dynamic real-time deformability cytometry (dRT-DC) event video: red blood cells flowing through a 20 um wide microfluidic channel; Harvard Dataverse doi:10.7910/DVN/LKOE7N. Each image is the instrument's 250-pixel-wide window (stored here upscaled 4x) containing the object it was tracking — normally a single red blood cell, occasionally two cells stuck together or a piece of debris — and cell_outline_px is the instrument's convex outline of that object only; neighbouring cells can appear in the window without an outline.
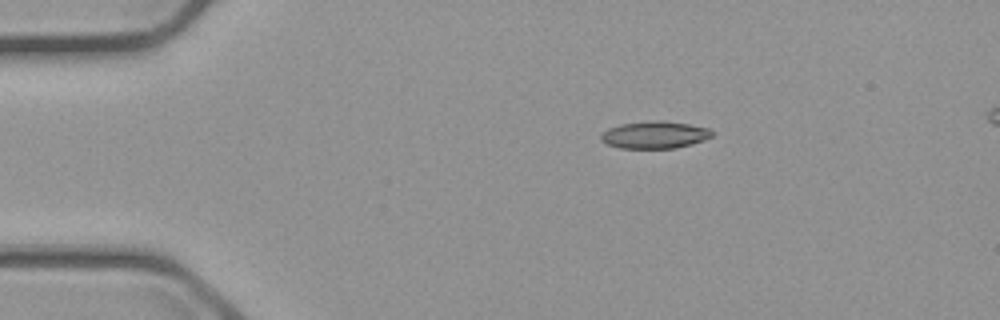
{"species": "common noctule bat (a hibernating species)", "species_latin": "Nyctalus noctula", "temperature_condition": "cold", "stored_images_in_passage": 6, "camera_frame_rate_fps": 3000, "um_per_image_px": 0.085, "animal": {"sex": "male", "body_mass_g": 23.1, "forearm_length_mm": 52.7}, "frame": {"image": 1, "passage_image": 6, "time_ms": 7.0, "image_size_px": [1000, 320], "cell_outline_px": [[716, 132], [712, 136], [704, 140], [692, 144], [676, 148], [620, 148], [608, 144], [600, 140], [600, 136], [608, 128], [620, 124], [648, 120], [664, 120], [688, 124], [708, 128]], "centroid_in_image_um": [55.67, 11.45], "position_along_channel_um": 29.3, "area_um2": 17.8}}